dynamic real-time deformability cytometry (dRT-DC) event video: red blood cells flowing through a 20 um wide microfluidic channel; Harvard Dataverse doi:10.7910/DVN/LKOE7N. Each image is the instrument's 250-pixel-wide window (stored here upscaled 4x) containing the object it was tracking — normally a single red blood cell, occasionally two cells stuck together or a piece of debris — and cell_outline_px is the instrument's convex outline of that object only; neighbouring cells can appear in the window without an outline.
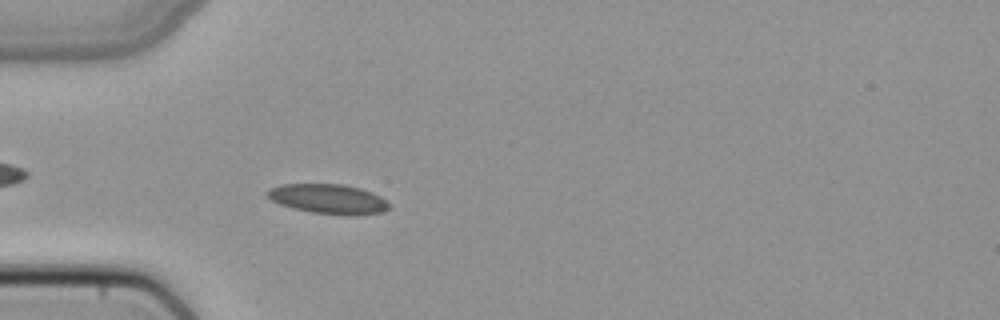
{"species": "common noctule bat (a hibernating species)", "species_latin": "Nyctalus noctula", "temperature_condition": "cold", "stored_images_in_passage": 38, "camera_frame_rate_fps": 3000, "um_per_image_px": 0.085, "animal": {"sex": "female", "body_mass_g": 22.7, "forearm_length_mm": 54.2}, "frame": {"image": 1, "passage_image": 3, "time_ms": 0.667, "image_size_px": [1000, 320], "cell_outline_px": [[392, 208], [380, 212], [356, 216], [348, 216], [312, 212], [292, 208], [280, 204], [264, 196], [264, 192], [280, 184], [344, 184], [360, 188], [372, 192], [388, 200]], "centroid_in_image_um": [27.93, 16.92], "position_along_channel_um": 57.1, "area_um2": 21.44}}
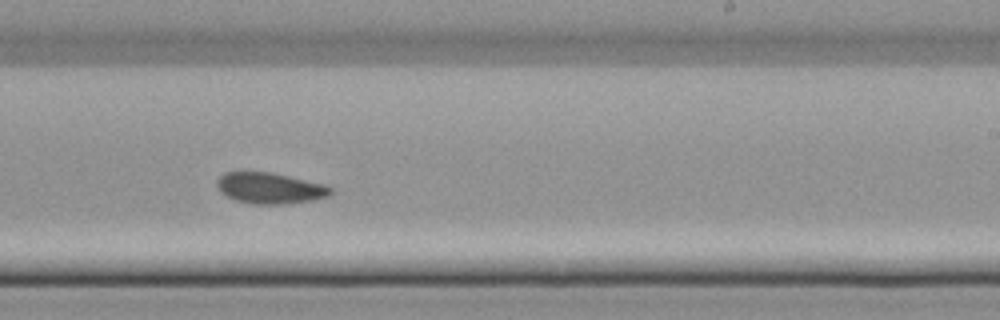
{"frame": {"image": 2, "passage_image": 19, "time_ms": 6.0, "image_size_px": [1000, 320], "cell_outline_px": [[332, 192], [328, 196], [312, 200], [284, 204], [256, 204], [236, 200], [220, 192], [216, 184], [216, 180], [224, 172], [272, 172], [324, 184], [332, 188]], "centroid_in_image_um": [22.93, 15.98], "position_along_channel_um": 266.1, "area_um2": 20.46}}
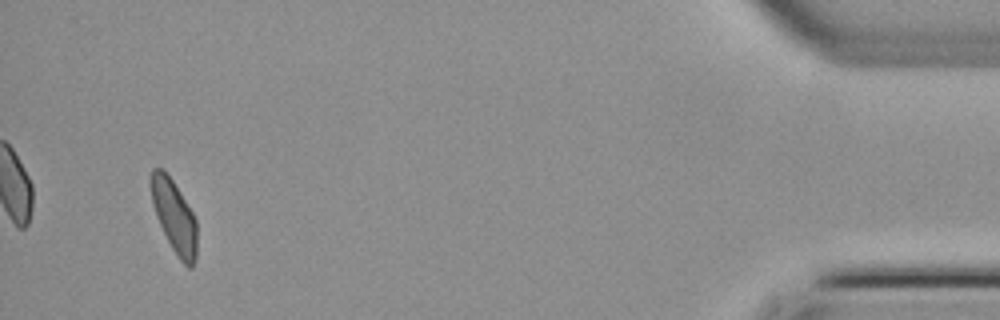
{"frame": {"image": 3, "passage_image": 36, "time_ms": 11.667, "image_size_px": [1000, 320], "cell_outline_px": [[196, 260], [192, 268], [188, 268], [180, 260], [172, 248], [156, 216], [152, 204], [148, 180], [148, 176], [152, 168], [164, 168], [172, 180], [192, 212], [196, 220]], "centroid_in_image_um": [14.77, 18.34], "position_along_channel_um": 420.4, "area_um2": 19.59}}